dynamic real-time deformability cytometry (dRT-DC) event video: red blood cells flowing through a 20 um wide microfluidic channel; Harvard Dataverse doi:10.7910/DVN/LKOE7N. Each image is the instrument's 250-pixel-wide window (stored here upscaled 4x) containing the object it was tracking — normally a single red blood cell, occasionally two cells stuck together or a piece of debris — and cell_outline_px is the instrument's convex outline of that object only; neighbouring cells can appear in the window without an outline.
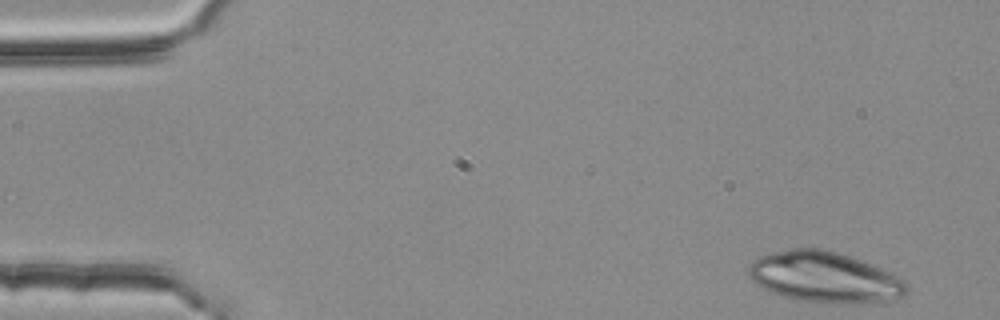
{"species": "common noctule bat (a hibernating species)", "species_latin": "Nyctalus noctula", "temperature_condition": "room temperature", "stored_images_in_passage": 4, "camera_frame_rate_fps": 3000, "um_per_image_px": 0.085, "animal": {"sex": "female", "body_mass_g": 25.1}, "frame": {"image": 1, "passage_image": 1, "time_ms": 0.0, "image_size_px": [1000, 320], "cell_outline_px": [[908, 292], [904, 296], [888, 304], [860, 304], [796, 300], [760, 288], [748, 276], [748, 268], [752, 260], [760, 256], [792, 248], [820, 248], [840, 252], [852, 256], [900, 276], [908, 284]], "centroid_in_image_um": [70.18, 23.58], "position_along_channel_um": 14.8, "area_um2": 47.69}}
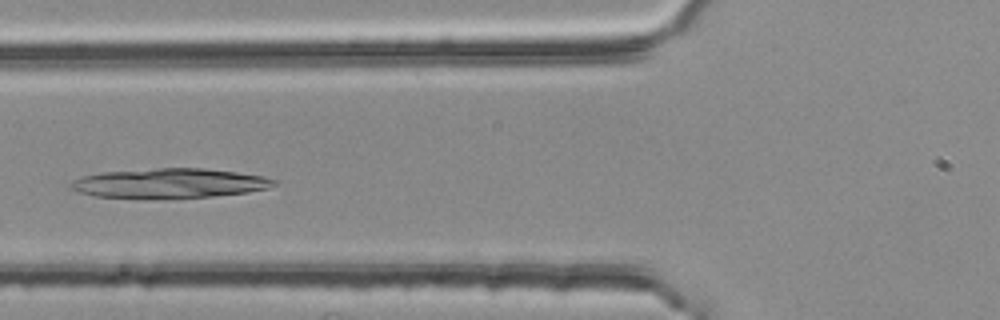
{"frame": {"image": 2, "passage_image": 4, "time_ms": 1.0, "image_size_px": [1000, 320], "cell_outline_px": [[276, 184], [268, 188], [248, 192], [208, 196], [164, 200], [152, 200], [96, 196], [80, 192], [68, 188], [68, 184], [72, 180], [84, 176], [104, 172], [160, 168], [204, 168], [236, 172], [264, 176], [276, 180]], "centroid_in_image_um": [14.37, 15.6], "position_along_channel_um": 111.4, "area_um2": 35.6}}